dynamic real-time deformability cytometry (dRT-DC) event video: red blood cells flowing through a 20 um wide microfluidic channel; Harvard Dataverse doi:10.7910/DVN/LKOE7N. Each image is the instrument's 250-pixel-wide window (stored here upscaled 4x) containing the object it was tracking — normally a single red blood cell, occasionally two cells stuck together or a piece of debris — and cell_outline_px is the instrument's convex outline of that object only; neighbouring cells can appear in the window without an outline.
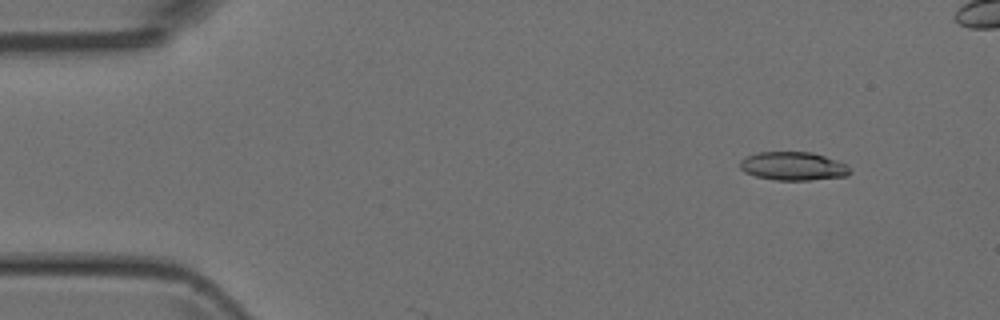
{"species": "Egyptian fruit bat (a non-hibernating species)", "species_latin": "Rousettus aegyptiacus", "temperature_condition": "room temperature", "stored_images_in_passage": 9, "camera_frame_rate_fps": 3000, "um_per_image_px": 0.085, "animal": {"sex": "female"}, "frame": {"image": 1, "passage_image": 6, "time_ms": 1.667, "image_size_px": [1000, 320], "cell_outline_px": [[852, 172], [848, 176], [808, 180], [776, 180], [756, 176], [744, 172], [740, 168], [740, 160], [748, 156], [760, 152], [812, 152], [836, 160], [844, 164]], "centroid_in_image_um": [67.41, 14.13], "position_along_channel_um": 17.6, "area_um2": 18.09}}